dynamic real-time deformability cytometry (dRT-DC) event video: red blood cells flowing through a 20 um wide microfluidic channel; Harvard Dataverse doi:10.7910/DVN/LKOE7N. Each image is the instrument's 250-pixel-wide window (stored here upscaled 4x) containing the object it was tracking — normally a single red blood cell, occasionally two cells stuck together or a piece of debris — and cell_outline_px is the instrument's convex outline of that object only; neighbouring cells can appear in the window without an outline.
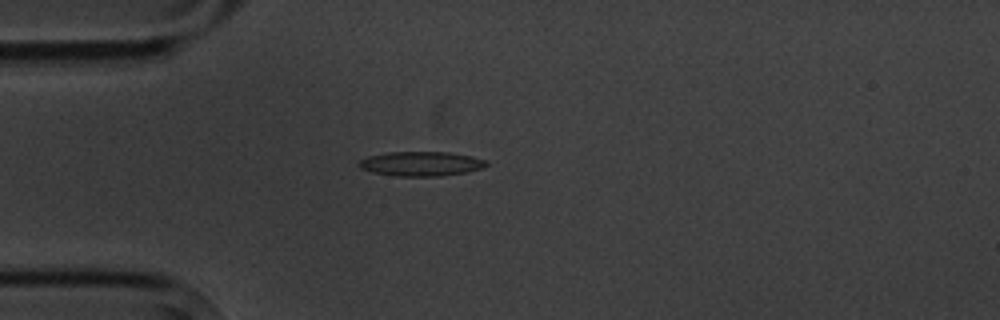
{"species": "common noctule bat (a hibernating species)", "species_latin": "Nyctalus noctula", "temperature_condition": "cold", "stored_images_in_passage": 5, "camera_frame_rate_fps": 3000, "um_per_image_px": 0.085, "animal": {"sex": "male", "body_mass_g": 20.1, "forearm_length_mm": 53.5}, "frame": {"image": 1, "passage_image": 4, "time_ms": 4.333, "image_size_px": [1000, 320], "cell_outline_px": [[488, 164], [480, 168], [468, 172], [440, 176], [396, 176], [372, 172], [360, 168], [356, 164], [360, 160], [368, 156], [388, 152], [448, 152], [472, 156], [488, 160]], "centroid_in_image_um": [35.78, 13.92], "position_along_channel_um": 49.2, "area_um2": 18.26}}